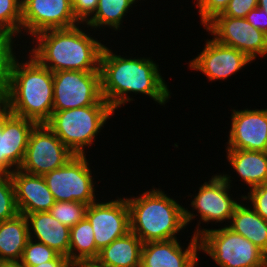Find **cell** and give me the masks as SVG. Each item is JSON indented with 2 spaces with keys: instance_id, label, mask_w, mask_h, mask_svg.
Returning a JSON list of instances; mask_svg holds the SVG:
<instances>
[{
  "instance_id": "obj_1",
  "label": "cell",
  "mask_w": 267,
  "mask_h": 267,
  "mask_svg": "<svg viewBox=\"0 0 267 267\" xmlns=\"http://www.w3.org/2000/svg\"><path fill=\"white\" fill-rule=\"evenodd\" d=\"M104 46L100 58L101 93L103 99L119 110L127 103L135 101L134 95L151 98L160 106L166 105L171 98L169 83L161 75L156 60L152 57H134L113 52L112 48ZM130 95V96H129ZM147 95V96H146ZM123 105V106H122Z\"/></svg>"
},
{
  "instance_id": "obj_2",
  "label": "cell",
  "mask_w": 267,
  "mask_h": 267,
  "mask_svg": "<svg viewBox=\"0 0 267 267\" xmlns=\"http://www.w3.org/2000/svg\"><path fill=\"white\" fill-rule=\"evenodd\" d=\"M86 27V24L79 23L70 28L39 32L29 42L33 43V47L28 46L25 49L22 45L21 51L23 54L29 51L42 66L53 73L66 70L100 71V58L107 43H101L102 40L93 37V33L90 35L93 30Z\"/></svg>"
},
{
  "instance_id": "obj_3",
  "label": "cell",
  "mask_w": 267,
  "mask_h": 267,
  "mask_svg": "<svg viewBox=\"0 0 267 267\" xmlns=\"http://www.w3.org/2000/svg\"><path fill=\"white\" fill-rule=\"evenodd\" d=\"M24 56L12 60L3 106L14 115L45 124L53 113V72L29 53Z\"/></svg>"
},
{
  "instance_id": "obj_4",
  "label": "cell",
  "mask_w": 267,
  "mask_h": 267,
  "mask_svg": "<svg viewBox=\"0 0 267 267\" xmlns=\"http://www.w3.org/2000/svg\"><path fill=\"white\" fill-rule=\"evenodd\" d=\"M126 200L130 231L143 243L180 238L177 235L187 228L185 206L159 187L153 185L137 196H126Z\"/></svg>"
},
{
  "instance_id": "obj_5",
  "label": "cell",
  "mask_w": 267,
  "mask_h": 267,
  "mask_svg": "<svg viewBox=\"0 0 267 267\" xmlns=\"http://www.w3.org/2000/svg\"><path fill=\"white\" fill-rule=\"evenodd\" d=\"M114 113L116 111L110 105L53 111L45 124L75 155H87V149L95 144L98 134Z\"/></svg>"
},
{
  "instance_id": "obj_6",
  "label": "cell",
  "mask_w": 267,
  "mask_h": 267,
  "mask_svg": "<svg viewBox=\"0 0 267 267\" xmlns=\"http://www.w3.org/2000/svg\"><path fill=\"white\" fill-rule=\"evenodd\" d=\"M230 175L232 174L217 172L208 181L205 179V182L202 185L200 184L195 195H191V193L187 195L191 197V204L188 205L192 207V212L187 207L185 208L187 227L193 220L195 221L197 216L199 219L197 220V226L194 227V236L199 237L207 230V228L201 226V223H204V225L207 223L208 225L210 222H215L214 224L217 225V223L225 222L222 226H228L235 208L243 199V194L240 196L241 199L239 197L234 199L230 194L231 187H233L232 179H234Z\"/></svg>"
},
{
  "instance_id": "obj_7",
  "label": "cell",
  "mask_w": 267,
  "mask_h": 267,
  "mask_svg": "<svg viewBox=\"0 0 267 267\" xmlns=\"http://www.w3.org/2000/svg\"><path fill=\"white\" fill-rule=\"evenodd\" d=\"M207 228L199 236L200 252L219 267H267V255L228 226Z\"/></svg>"
},
{
  "instance_id": "obj_8",
  "label": "cell",
  "mask_w": 267,
  "mask_h": 267,
  "mask_svg": "<svg viewBox=\"0 0 267 267\" xmlns=\"http://www.w3.org/2000/svg\"><path fill=\"white\" fill-rule=\"evenodd\" d=\"M92 171L95 172L91 170L87 155H75L65 165L44 174L43 178L55 202L76 201L90 205L99 199Z\"/></svg>"
},
{
  "instance_id": "obj_9",
  "label": "cell",
  "mask_w": 267,
  "mask_h": 267,
  "mask_svg": "<svg viewBox=\"0 0 267 267\" xmlns=\"http://www.w3.org/2000/svg\"><path fill=\"white\" fill-rule=\"evenodd\" d=\"M109 105L102 97L100 71L53 73V111Z\"/></svg>"
},
{
  "instance_id": "obj_10",
  "label": "cell",
  "mask_w": 267,
  "mask_h": 267,
  "mask_svg": "<svg viewBox=\"0 0 267 267\" xmlns=\"http://www.w3.org/2000/svg\"><path fill=\"white\" fill-rule=\"evenodd\" d=\"M75 154L46 125L37 124L31 131L20 170L43 176L65 165Z\"/></svg>"
},
{
  "instance_id": "obj_11",
  "label": "cell",
  "mask_w": 267,
  "mask_h": 267,
  "mask_svg": "<svg viewBox=\"0 0 267 267\" xmlns=\"http://www.w3.org/2000/svg\"><path fill=\"white\" fill-rule=\"evenodd\" d=\"M204 29L218 43L240 50L253 62L257 57H267V35L246 18L216 16Z\"/></svg>"
},
{
  "instance_id": "obj_12",
  "label": "cell",
  "mask_w": 267,
  "mask_h": 267,
  "mask_svg": "<svg viewBox=\"0 0 267 267\" xmlns=\"http://www.w3.org/2000/svg\"><path fill=\"white\" fill-rule=\"evenodd\" d=\"M79 23L71 0H22L21 38H32L45 30L70 28Z\"/></svg>"
},
{
  "instance_id": "obj_13",
  "label": "cell",
  "mask_w": 267,
  "mask_h": 267,
  "mask_svg": "<svg viewBox=\"0 0 267 267\" xmlns=\"http://www.w3.org/2000/svg\"><path fill=\"white\" fill-rule=\"evenodd\" d=\"M253 63L240 50L218 43L215 39H206L202 51L187 64L189 69L202 72L211 83L225 81ZM244 68V69H243Z\"/></svg>"
},
{
  "instance_id": "obj_14",
  "label": "cell",
  "mask_w": 267,
  "mask_h": 267,
  "mask_svg": "<svg viewBox=\"0 0 267 267\" xmlns=\"http://www.w3.org/2000/svg\"><path fill=\"white\" fill-rule=\"evenodd\" d=\"M104 200L98 199L88 205L86 210V218L91 223L96 247L99 250L130 231L126 197L122 195L114 200Z\"/></svg>"
},
{
  "instance_id": "obj_15",
  "label": "cell",
  "mask_w": 267,
  "mask_h": 267,
  "mask_svg": "<svg viewBox=\"0 0 267 267\" xmlns=\"http://www.w3.org/2000/svg\"><path fill=\"white\" fill-rule=\"evenodd\" d=\"M37 123L0 109V173H13L23 163L28 139Z\"/></svg>"
},
{
  "instance_id": "obj_16",
  "label": "cell",
  "mask_w": 267,
  "mask_h": 267,
  "mask_svg": "<svg viewBox=\"0 0 267 267\" xmlns=\"http://www.w3.org/2000/svg\"><path fill=\"white\" fill-rule=\"evenodd\" d=\"M225 149L267 152V108L231 109Z\"/></svg>"
},
{
  "instance_id": "obj_17",
  "label": "cell",
  "mask_w": 267,
  "mask_h": 267,
  "mask_svg": "<svg viewBox=\"0 0 267 267\" xmlns=\"http://www.w3.org/2000/svg\"><path fill=\"white\" fill-rule=\"evenodd\" d=\"M189 241L186 248L178 238L143 243L140 267H200L199 237Z\"/></svg>"
},
{
  "instance_id": "obj_18",
  "label": "cell",
  "mask_w": 267,
  "mask_h": 267,
  "mask_svg": "<svg viewBox=\"0 0 267 267\" xmlns=\"http://www.w3.org/2000/svg\"><path fill=\"white\" fill-rule=\"evenodd\" d=\"M19 213L27 215L49 211L55 200L43 176L16 169L11 173Z\"/></svg>"
},
{
  "instance_id": "obj_19",
  "label": "cell",
  "mask_w": 267,
  "mask_h": 267,
  "mask_svg": "<svg viewBox=\"0 0 267 267\" xmlns=\"http://www.w3.org/2000/svg\"><path fill=\"white\" fill-rule=\"evenodd\" d=\"M26 218L30 239L47 245L69 260L70 228L68 226L60 223L49 211L30 213Z\"/></svg>"
},
{
  "instance_id": "obj_20",
  "label": "cell",
  "mask_w": 267,
  "mask_h": 267,
  "mask_svg": "<svg viewBox=\"0 0 267 267\" xmlns=\"http://www.w3.org/2000/svg\"><path fill=\"white\" fill-rule=\"evenodd\" d=\"M226 160L233 172L245 183L250 190L267 183V152L226 149Z\"/></svg>"
},
{
  "instance_id": "obj_21",
  "label": "cell",
  "mask_w": 267,
  "mask_h": 267,
  "mask_svg": "<svg viewBox=\"0 0 267 267\" xmlns=\"http://www.w3.org/2000/svg\"><path fill=\"white\" fill-rule=\"evenodd\" d=\"M244 202L242 199L235 208L228 227L250 240L267 255V221L247 201Z\"/></svg>"
},
{
  "instance_id": "obj_22",
  "label": "cell",
  "mask_w": 267,
  "mask_h": 267,
  "mask_svg": "<svg viewBox=\"0 0 267 267\" xmlns=\"http://www.w3.org/2000/svg\"><path fill=\"white\" fill-rule=\"evenodd\" d=\"M143 242L129 231L99 251L96 258L108 267H140Z\"/></svg>"
},
{
  "instance_id": "obj_23",
  "label": "cell",
  "mask_w": 267,
  "mask_h": 267,
  "mask_svg": "<svg viewBox=\"0 0 267 267\" xmlns=\"http://www.w3.org/2000/svg\"><path fill=\"white\" fill-rule=\"evenodd\" d=\"M29 239L28 221L19 213L0 222V258L4 261H20Z\"/></svg>"
},
{
  "instance_id": "obj_24",
  "label": "cell",
  "mask_w": 267,
  "mask_h": 267,
  "mask_svg": "<svg viewBox=\"0 0 267 267\" xmlns=\"http://www.w3.org/2000/svg\"><path fill=\"white\" fill-rule=\"evenodd\" d=\"M141 3V0H139ZM138 0H98L97 10L93 16L85 23L87 27L103 31L106 27L115 31L122 30L125 17L134 7ZM144 1V0H143ZM131 9V10H130ZM100 29V30H99ZM103 29V30H102Z\"/></svg>"
},
{
  "instance_id": "obj_25",
  "label": "cell",
  "mask_w": 267,
  "mask_h": 267,
  "mask_svg": "<svg viewBox=\"0 0 267 267\" xmlns=\"http://www.w3.org/2000/svg\"><path fill=\"white\" fill-rule=\"evenodd\" d=\"M93 228L85 217L70 228L69 261L74 263L82 259H96L99 255Z\"/></svg>"
},
{
  "instance_id": "obj_26",
  "label": "cell",
  "mask_w": 267,
  "mask_h": 267,
  "mask_svg": "<svg viewBox=\"0 0 267 267\" xmlns=\"http://www.w3.org/2000/svg\"><path fill=\"white\" fill-rule=\"evenodd\" d=\"M17 40V43H15ZM9 34L0 32V102L5 103L8 96L10 66L13 58L21 51H15L21 43ZM17 52V53H16Z\"/></svg>"
},
{
  "instance_id": "obj_27",
  "label": "cell",
  "mask_w": 267,
  "mask_h": 267,
  "mask_svg": "<svg viewBox=\"0 0 267 267\" xmlns=\"http://www.w3.org/2000/svg\"><path fill=\"white\" fill-rule=\"evenodd\" d=\"M22 0H0V32L21 37Z\"/></svg>"
},
{
  "instance_id": "obj_28",
  "label": "cell",
  "mask_w": 267,
  "mask_h": 267,
  "mask_svg": "<svg viewBox=\"0 0 267 267\" xmlns=\"http://www.w3.org/2000/svg\"><path fill=\"white\" fill-rule=\"evenodd\" d=\"M87 207V204L76 201H57L49 213L60 223L71 228L86 217Z\"/></svg>"
},
{
  "instance_id": "obj_29",
  "label": "cell",
  "mask_w": 267,
  "mask_h": 267,
  "mask_svg": "<svg viewBox=\"0 0 267 267\" xmlns=\"http://www.w3.org/2000/svg\"><path fill=\"white\" fill-rule=\"evenodd\" d=\"M18 214L11 174L0 173V222Z\"/></svg>"
},
{
  "instance_id": "obj_30",
  "label": "cell",
  "mask_w": 267,
  "mask_h": 267,
  "mask_svg": "<svg viewBox=\"0 0 267 267\" xmlns=\"http://www.w3.org/2000/svg\"><path fill=\"white\" fill-rule=\"evenodd\" d=\"M58 255L47 245L29 238L19 262L25 267H34L54 260Z\"/></svg>"
},
{
  "instance_id": "obj_31",
  "label": "cell",
  "mask_w": 267,
  "mask_h": 267,
  "mask_svg": "<svg viewBox=\"0 0 267 267\" xmlns=\"http://www.w3.org/2000/svg\"><path fill=\"white\" fill-rule=\"evenodd\" d=\"M196 1V2H195ZM230 0H194L200 24L205 27L217 15L222 14L228 6Z\"/></svg>"
},
{
  "instance_id": "obj_32",
  "label": "cell",
  "mask_w": 267,
  "mask_h": 267,
  "mask_svg": "<svg viewBox=\"0 0 267 267\" xmlns=\"http://www.w3.org/2000/svg\"><path fill=\"white\" fill-rule=\"evenodd\" d=\"M246 194L243 199L267 221V183L250 189Z\"/></svg>"
},
{
  "instance_id": "obj_33",
  "label": "cell",
  "mask_w": 267,
  "mask_h": 267,
  "mask_svg": "<svg viewBox=\"0 0 267 267\" xmlns=\"http://www.w3.org/2000/svg\"><path fill=\"white\" fill-rule=\"evenodd\" d=\"M258 7V0H230L227 8L217 16L246 18L247 14Z\"/></svg>"
},
{
  "instance_id": "obj_34",
  "label": "cell",
  "mask_w": 267,
  "mask_h": 267,
  "mask_svg": "<svg viewBox=\"0 0 267 267\" xmlns=\"http://www.w3.org/2000/svg\"><path fill=\"white\" fill-rule=\"evenodd\" d=\"M73 13L80 23H86L97 10L98 0H71Z\"/></svg>"
},
{
  "instance_id": "obj_35",
  "label": "cell",
  "mask_w": 267,
  "mask_h": 267,
  "mask_svg": "<svg viewBox=\"0 0 267 267\" xmlns=\"http://www.w3.org/2000/svg\"><path fill=\"white\" fill-rule=\"evenodd\" d=\"M246 20L258 30L264 32L267 35V17L265 10L256 7L251 10L247 16Z\"/></svg>"
},
{
  "instance_id": "obj_36",
  "label": "cell",
  "mask_w": 267,
  "mask_h": 267,
  "mask_svg": "<svg viewBox=\"0 0 267 267\" xmlns=\"http://www.w3.org/2000/svg\"><path fill=\"white\" fill-rule=\"evenodd\" d=\"M34 267H72V263L67 257L58 255L54 260L41 263L40 265Z\"/></svg>"
},
{
  "instance_id": "obj_37",
  "label": "cell",
  "mask_w": 267,
  "mask_h": 267,
  "mask_svg": "<svg viewBox=\"0 0 267 267\" xmlns=\"http://www.w3.org/2000/svg\"><path fill=\"white\" fill-rule=\"evenodd\" d=\"M72 267H108L97 259H82L72 263Z\"/></svg>"
},
{
  "instance_id": "obj_38",
  "label": "cell",
  "mask_w": 267,
  "mask_h": 267,
  "mask_svg": "<svg viewBox=\"0 0 267 267\" xmlns=\"http://www.w3.org/2000/svg\"><path fill=\"white\" fill-rule=\"evenodd\" d=\"M0 267H25L19 261L3 262Z\"/></svg>"
},
{
  "instance_id": "obj_39",
  "label": "cell",
  "mask_w": 267,
  "mask_h": 267,
  "mask_svg": "<svg viewBox=\"0 0 267 267\" xmlns=\"http://www.w3.org/2000/svg\"><path fill=\"white\" fill-rule=\"evenodd\" d=\"M258 7L265 10L267 17V0H258Z\"/></svg>"
},
{
  "instance_id": "obj_40",
  "label": "cell",
  "mask_w": 267,
  "mask_h": 267,
  "mask_svg": "<svg viewBox=\"0 0 267 267\" xmlns=\"http://www.w3.org/2000/svg\"><path fill=\"white\" fill-rule=\"evenodd\" d=\"M4 261L0 258V266H1V264L3 263Z\"/></svg>"
}]
</instances>
